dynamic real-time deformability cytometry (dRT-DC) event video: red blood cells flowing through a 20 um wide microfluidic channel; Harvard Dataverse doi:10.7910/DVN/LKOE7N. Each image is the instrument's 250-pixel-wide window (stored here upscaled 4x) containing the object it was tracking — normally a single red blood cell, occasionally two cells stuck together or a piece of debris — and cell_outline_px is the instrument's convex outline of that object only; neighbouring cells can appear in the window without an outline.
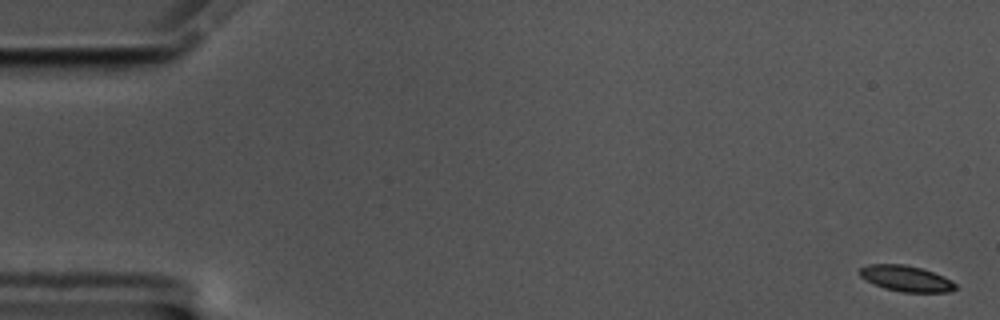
{"species": "common noctule bat (a hibernating species)", "species_latin": "Nyctalus noctula", "temperature_condition": "cold", "stored_images_in_passage": 59, "camera_frame_rate_fps": 3000, "um_per_image_px": 0.085, "animal": {"sex": "male", "body_mass_g": 17.5, "forearm_length_mm": 52.3}, "frame": {"image": 1, "passage_image": 1, "time_ms": 0.0, "image_size_px": [1000, 320], "cell_outline_px": [[956, 288], [948, 292], [904, 292], [884, 288], [860, 276], [860, 268], [868, 264], [904, 264], [920, 268], [944, 276], [952, 280], [956, 284]], "centroid_in_image_um": [77.05, 23.67], "position_along_channel_um": 8.0, "area_um2": 14.22}}
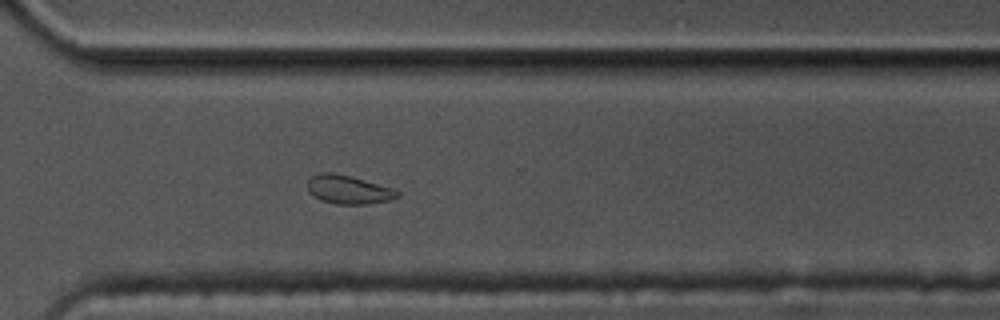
{"frame": {"image": 2, "passage_image": 42, "time_ms": 13.667, "image_size_px": [1000, 320], "cell_outline_px": [[400, 196], [388, 200], [368, 204], [336, 204], [320, 200], [312, 196], [308, 192], [308, 176], [320, 172], [332, 172], [352, 176], [392, 188], [400, 192]], "centroid_in_image_um": [29.56, 16.1], "position_along_channel_um": 341.0, "area_um2": 15.2}}
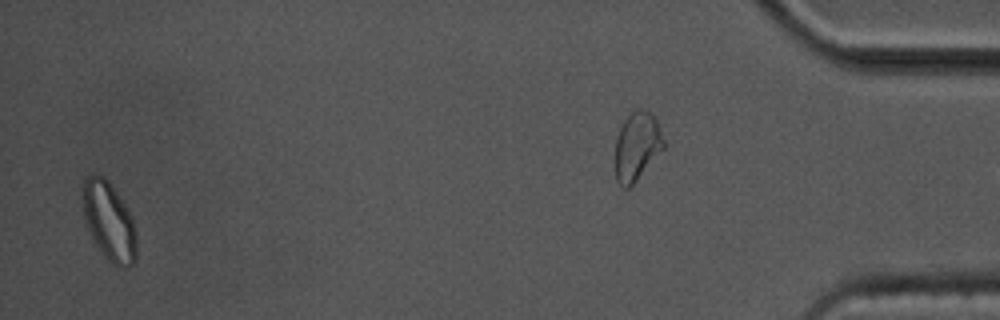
{"frame": {"image": 3, "passage_image": 57, "time_ms": 18.667, "image_size_px": [1000, 320], "cell_outline_px": [[136, 260], [128, 268], [120, 268], [112, 264], [100, 252], [92, 240], [84, 216], [84, 176], [92, 172], [104, 176], [108, 180], [132, 216], [136, 232]], "centroid_in_image_um": [9.28, 18.84], "position_along_channel_um": 425.9, "area_um2": 24.8}}